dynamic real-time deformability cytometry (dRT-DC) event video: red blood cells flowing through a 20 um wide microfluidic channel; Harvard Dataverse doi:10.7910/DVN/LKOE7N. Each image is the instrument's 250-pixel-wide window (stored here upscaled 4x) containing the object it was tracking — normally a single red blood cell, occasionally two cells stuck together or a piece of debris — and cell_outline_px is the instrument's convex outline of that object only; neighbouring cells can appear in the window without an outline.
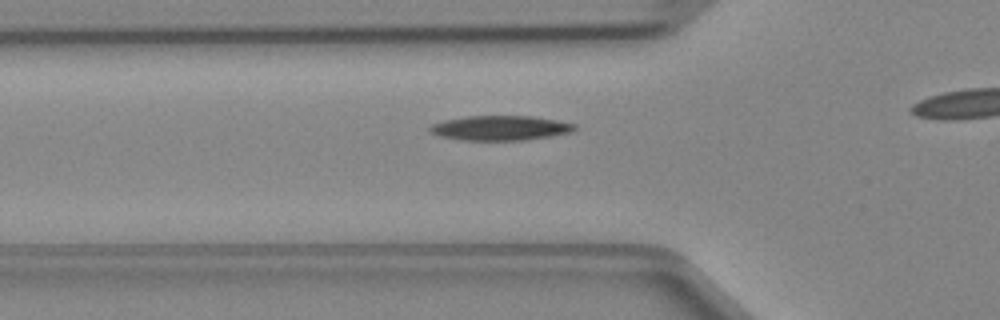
{"species": "Egyptian fruit bat (a non-hibernating species)", "species_latin": "Rousettus aegyptiacus", "temperature_condition": "cold", "stored_images_in_passage": 28, "camera_frame_rate_fps": 3000, "um_per_image_px": 0.085, "animal": {"sex": "female"}, "frame": {"image": 1, "passage_image": 5, "time_ms": 1.333, "image_size_px": [1000, 320], "cell_outline_px": [[576, 128], [572, 132], [552, 136], [524, 140], [460, 140], [440, 136], [428, 132], [428, 128], [432, 124], [444, 120], [468, 116], [532, 116], [556, 120], [576, 124]], "centroid_in_image_um": [42.51, 10.88], "position_along_channel_um": 83.3, "area_um2": 20.92}}
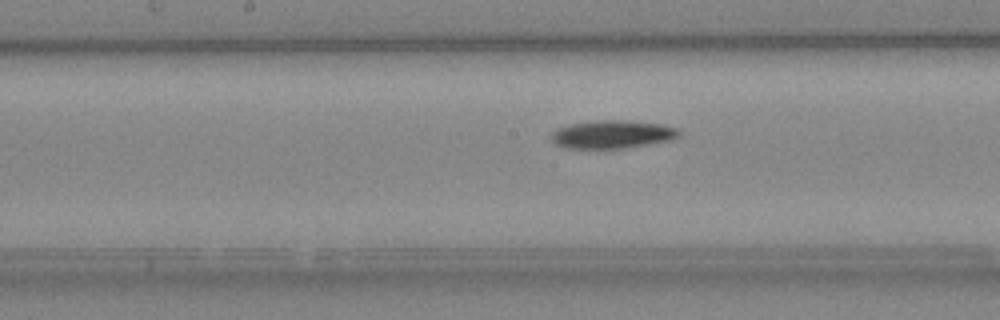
{"frame": {"image": 2, "passage_image": 13, "time_ms": 4.0, "image_size_px": [1000, 320], "cell_outline_px": [[680, 136], [672, 140], [624, 148], [568, 148], [556, 144], [552, 140], [552, 132], [560, 128], [572, 124], [592, 120], [628, 120], [660, 124], [676, 128], [680, 132]], "centroid_in_image_um": [52.08, 11.41], "position_along_channel_um": 196.1, "area_um2": 20.75}}
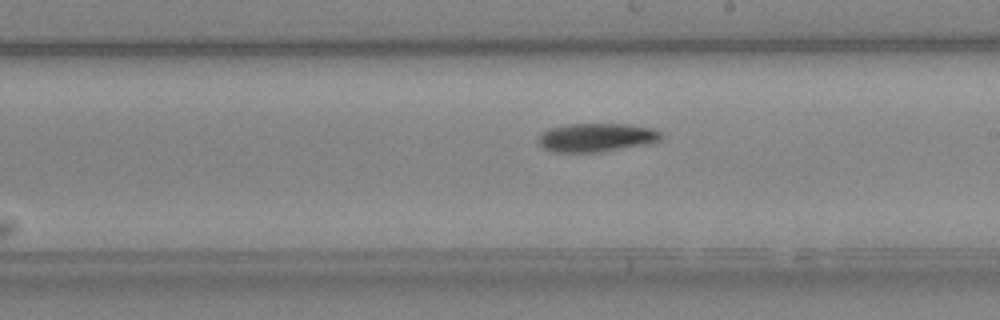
{"frame": {"image": 3, "passage_image": 16, "time_ms": 5.0, "image_size_px": [1000, 320], "cell_outline_px": [[664, 136], [660, 140], [648, 144], [600, 152], [552, 152], [544, 148], [536, 140], [548, 128], [568, 124], [624, 124], [652, 128], [660, 132]], "centroid_in_image_um": [50.7, 11.69], "position_along_channel_um": 238.3, "area_um2": 20.46}}